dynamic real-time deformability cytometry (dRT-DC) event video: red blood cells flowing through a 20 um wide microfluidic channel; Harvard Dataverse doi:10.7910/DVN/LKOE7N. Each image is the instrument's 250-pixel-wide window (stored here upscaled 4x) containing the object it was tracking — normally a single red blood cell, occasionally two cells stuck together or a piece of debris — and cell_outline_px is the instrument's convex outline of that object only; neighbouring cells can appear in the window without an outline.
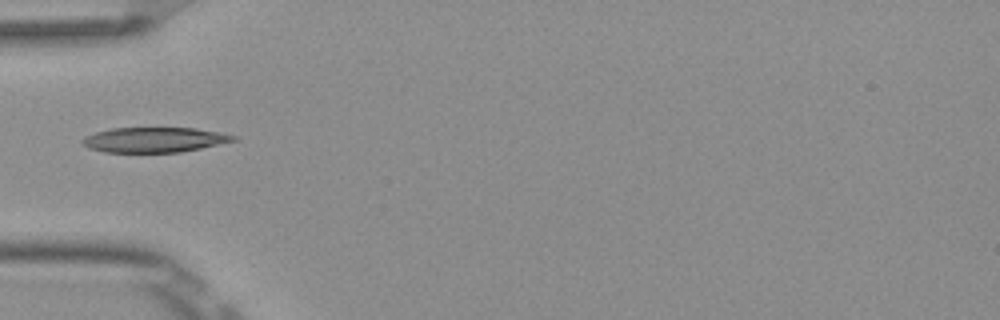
{"species": "Egyptian fruit bat (a non-hibernating species)", "species_latin": "Rousettus aegyptiacus", "temperature_condition": "room temperature", "stored_images_in_passage": 5, "camera_frame_rate_fps": 3000, "um_per_image_px": 0.085, "frame": {"image": 1, "passage_image": 4, "time_ms": 1.0, "image_size_px": [1000, 320], "cell_outline_px": [[236, 140], [200, 148], [180, 152], [104, 152], [88, 148], [80, 140], [84, 136], [96, 132], [112, 128], [196, 128], [236, 136]], "centroid_in_image_um": [13.06, 11.88], "position_along_channel_um": 71.9, "area_um2": 21.79}}
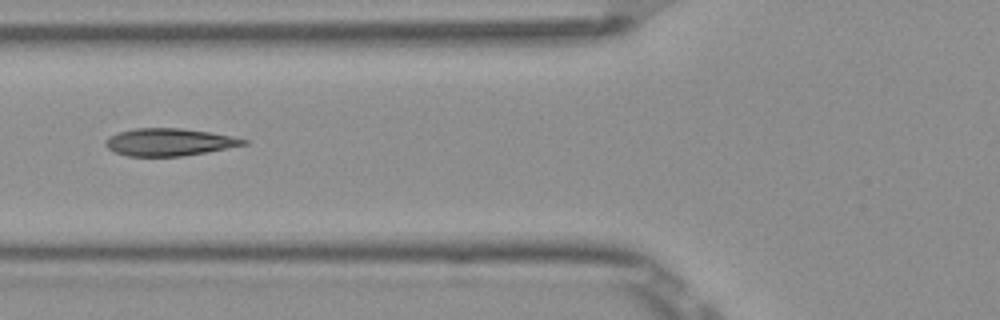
{"frame": {"image": 2, "passage_image": 5, "time_ms": 1.333, "image_size_px": [1000, 320], "cell_outline_px": [[248, 144], [204, 152], [180, 156], [128, 156], [116, 152], [108, 148], [104, 144], [104, 140], [108, 136], [120, 132], [136, 128], [180, 128], [208, 132], [232, 136], [248, 140]], "centroid_in_image_um": [14.35, 12.07], "position_along_channel_um": 111.5, "area_um2": 21.79}}